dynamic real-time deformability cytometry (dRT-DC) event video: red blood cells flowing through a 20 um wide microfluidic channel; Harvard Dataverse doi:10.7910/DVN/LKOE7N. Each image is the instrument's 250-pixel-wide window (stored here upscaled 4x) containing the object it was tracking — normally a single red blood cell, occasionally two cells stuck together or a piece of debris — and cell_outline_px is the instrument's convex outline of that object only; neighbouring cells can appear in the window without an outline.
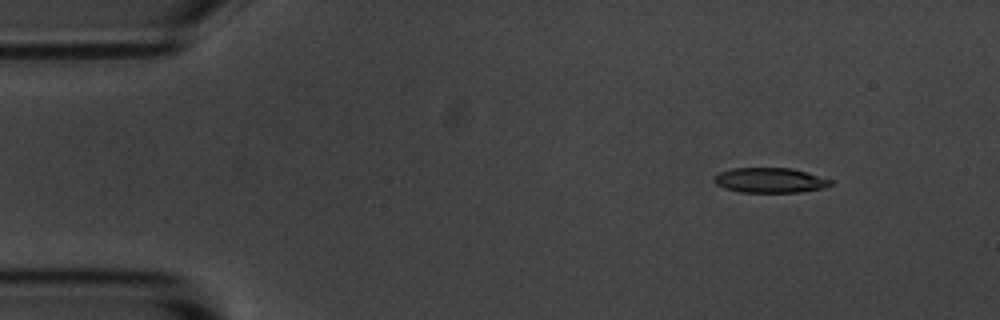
{"species": "common noctule bat (a hibernating species)", "species_latin": "Nyctalus noctula", "temperature_condition": "room temperature", "stored_images_in_passage": 4, "camera_frame_rate_fps": 3000, "um_per_image_px": 0.085, "animal": {"sex": "male", "body_mass_g": 20.1, "forearm_length_mm": 53.5}, "frame": {"image": 1, "passage_image": 1, "time_ms": 0.0, "image_size_px": [1000, 320], "cell_outline_px": [[832, 184], [824, 188], [800, 192], [740, 192], [724, 188], [716, 184], [712, 180], [712, 176], [720, 172], [732, 168], [792, 168], [832, 180]], "centroid_in_image_um": [65.4, 15.32], "position_along_channel_um": 19.6, "area_um2": 16.99}}
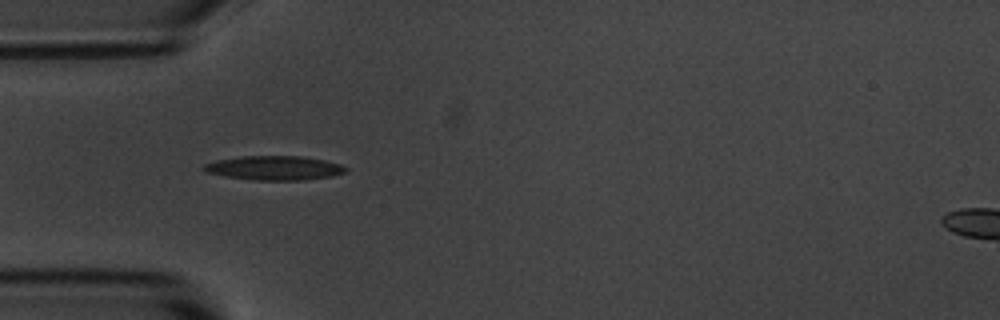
{"frame": {"image": 2, "passage_image": 3, "time_ms": 3.333, "image_size_px": [1000, 320], "cell_outline_px": [[348, 168], [344, 172], [332, 176], [304, 180], [252, 180], [224, 176], [208, 172], [204, 168], [204, 164], [216, 160], [240, 156], [300, 156], [324, 160], [340, 164]], "centroid_in_image_um": [23.32, 14.27], "position_along_channel_um": 61.7, "area_um2": 19.88}}